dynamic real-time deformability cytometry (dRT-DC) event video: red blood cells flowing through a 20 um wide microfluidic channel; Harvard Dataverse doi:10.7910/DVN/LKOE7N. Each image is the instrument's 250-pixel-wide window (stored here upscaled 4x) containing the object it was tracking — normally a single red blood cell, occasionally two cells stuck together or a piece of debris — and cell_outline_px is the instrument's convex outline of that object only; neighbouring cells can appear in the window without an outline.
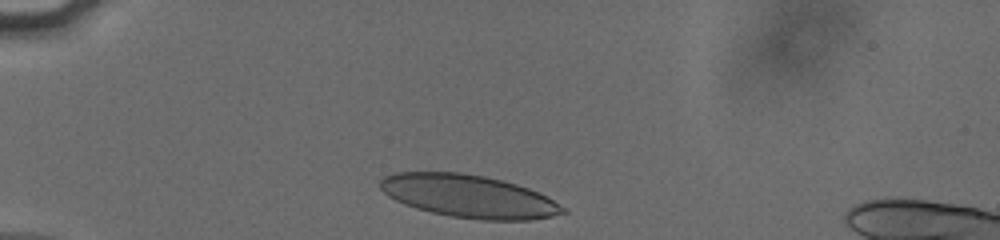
{"species": "human", "species_latin": "Homo sapiens", "temperature_condition": "cold", "stored_images_in_passage": 33, "camera_frame_rate_fps": 3000, "um_per_image_px": 0.085, "donor": {"sex": "male"}, "frame": {"image": 1, "passage_image": 2, "time_ms": 0.333, "image_size_px": [1000, 240], "cell_outline_px": [[568, 212], [552, 216], [532, 220], [484, 220], [452, 216], [432, 212], [416, 208], [404, 204], [388, 196], [380, 188], [380, 180], [384, 176], [392, 172], [460, 172], [484, 176], [516, 184], [528, 188], [568, 208]], "centroid_in_image_um": [39.83, 16.68], "position_along_channel_um": 45.2, "area_um2": 45.37}}
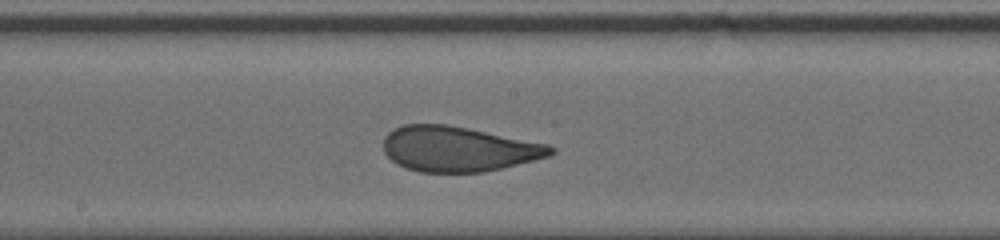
{"frame": {"image": 2, "passage_image": 18, "time_ms": 5.667, "image_size_px": [1000, 240], "cell_outline_px": [[556, 152], [552, 156], [484, 172], [420, 172], [404, 168], [396, 164], [384, 152], [384, 136], [388, 132], [404, 124], [448, 124], [548, 144], [556, 148]], "centroid_in_image_um": [38.97, 12.66], "position_along_channel_um": 209.2, "area_um2": 44.16}}
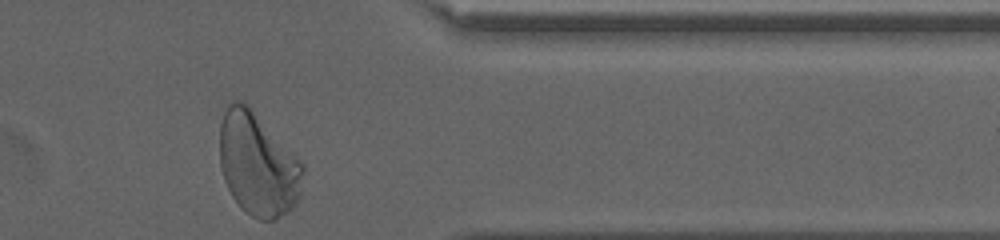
{"frame": {"image": 3, "passage_image": 33, "time_ms": 10.667, "image_size_px": [1000, 240], "cell_outline_px": [[304, 172], [300, 200], [288, 212], [276, 220], [260, 220], [252, 216], [232, 196], [224, 180], [220, 164], [220, 124], [224, 112], [228, 104], [232, 100], [240, 100], [248, 104], [304, 164]], "centroid_in_image_um": [21.94, 13.96], "position_along_channel_um": 389.5, "area_um2": 50.23}, "authors_computed_cell_mechanics": {"area_um2": 45.1996, "velocity_mm_per_s": 3.8038, "shape_relaxation_time_tau1_ms": 6.3091, "shape_relaxation_time_tau2_ms": 0.7543, "deformation_change_tau1": 0.2019, "deformation_change_tau2": 0.0833}}